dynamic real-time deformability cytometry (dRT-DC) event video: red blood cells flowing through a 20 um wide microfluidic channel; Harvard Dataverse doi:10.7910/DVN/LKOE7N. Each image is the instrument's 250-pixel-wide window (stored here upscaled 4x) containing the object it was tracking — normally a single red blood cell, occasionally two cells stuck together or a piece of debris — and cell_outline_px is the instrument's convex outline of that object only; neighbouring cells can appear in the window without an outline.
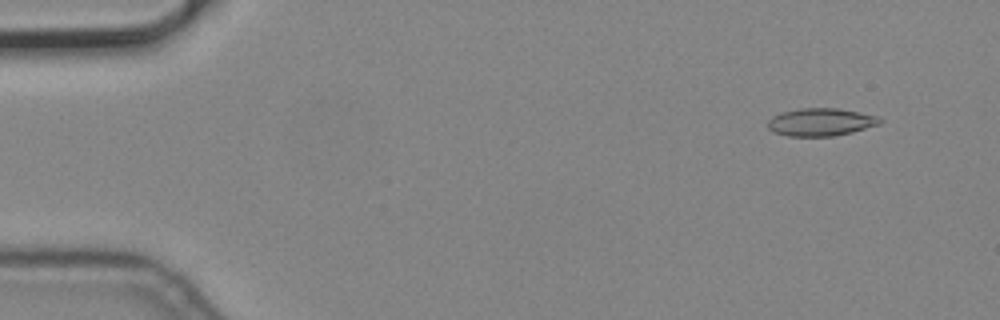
{"species": "common noctule bat (a hibernating species)", "species_latin": "Nyctalus noctula", "temperature_condition": "cold", "stored_images_in_passage": 5, "camera_frame_rate_fps": 3000, "um_per_image_px": 0.085, "animal": {"sex": "male", "body_mass_g": 19.2, "forearm_length_mm": 51.8}, "frame": {"image": 1, "passage_image": 1, "time_ms": 0.0, "image_size_px": [1000, 320], "cell_outline_px": [[884, 120], [880, 124], [852, 132], [832, 136], [788, 136], [772, 132], [768, 128], [768, 120], [772, 116], [784, 112], [800, 108], [836, 108], [876, 116]], "centroid_in_image_um": [69.74, 10.38], "position_along_channel_um": 15.3, "area_um2": 17.98}}
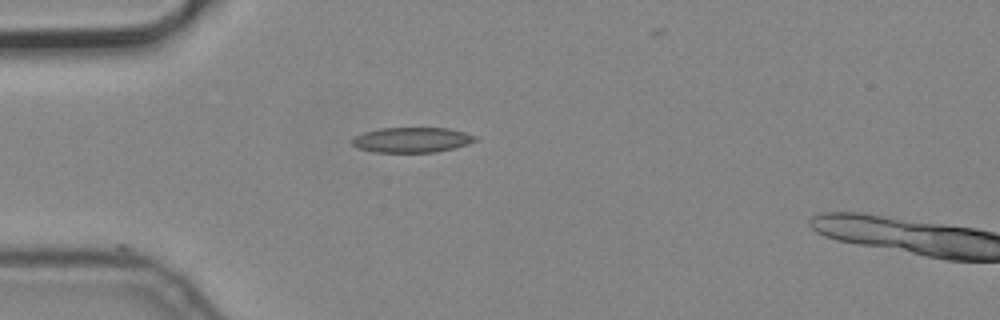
{"frame": {"image": 2, "passage_image": 4, "time_ms": 1.0, "image_size_px": [1000, 320], "cell_outline_px": [[480, 140], [456, 148], [436, 152], [372, 152], [356, 148], [348, 140], [364, 132], [380, 128], [448, 128], [464, 132], [476, 136]], "centroid_in_image_um": [35.0, 11.89], "position_along_channel_um": 50.0, "area_um2": 18.32}}